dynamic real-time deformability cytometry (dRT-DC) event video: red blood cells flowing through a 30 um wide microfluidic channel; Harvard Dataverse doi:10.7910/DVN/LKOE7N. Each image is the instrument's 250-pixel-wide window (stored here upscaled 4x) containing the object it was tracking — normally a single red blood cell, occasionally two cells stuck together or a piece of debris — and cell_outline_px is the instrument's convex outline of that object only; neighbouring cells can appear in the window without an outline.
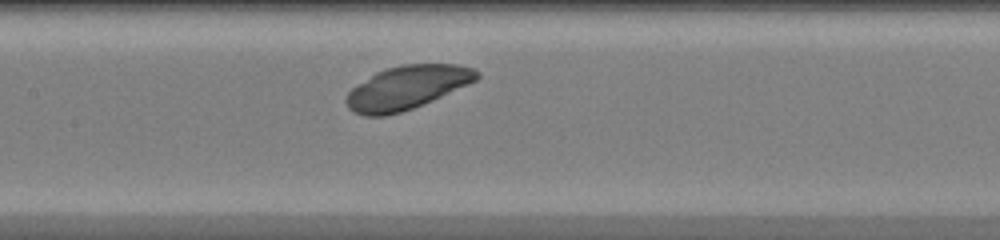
{"species": "common noctule bat (a hibernating species)", "species_latin": "Nyctalus noctula", "temperature_condition": "warm", "stored_images_in_passage": 27, "camera_frame_rate_fps": 3000, "um_per_image_px": 0.085, "animal": {"sex": "female", "body_mass_g": 20.0, "forearm_length_mm": 54.0}, "frame": {"image": 1, "passage_image": 11, "time_ms": 3.333, "image_size_px": [1000, 240], "cell_outline_px": [[480, 76], [476, 80], [468, 84], [432, 100], [412, 108], [400, 112], [384, 116], [364, 116], [352, 112], [348, 108], [344, 100], [348, 92], [352, 88], [376, 72], [384, 68], [404, 64], [456, 64], [472, 68], [480, 72]], "centroid_in_image_um": [34.55, 7.44], "position_along_channel_um": 172.8, "area_um2": 32.95}}